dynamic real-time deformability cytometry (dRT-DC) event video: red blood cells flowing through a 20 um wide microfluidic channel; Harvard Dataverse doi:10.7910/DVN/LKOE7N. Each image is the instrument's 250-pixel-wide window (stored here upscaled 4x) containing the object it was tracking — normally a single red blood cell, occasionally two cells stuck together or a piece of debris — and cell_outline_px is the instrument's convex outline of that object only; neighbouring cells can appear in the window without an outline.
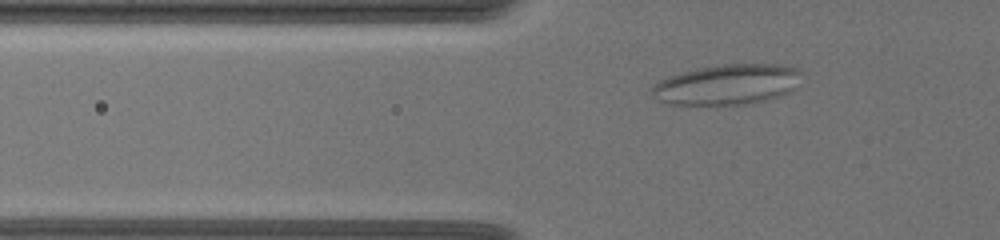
{"species": "common noctule bat (a hibernating species)", "species_latin": "Nyctalus noctula", "temperature_condition": "warm", "stored_images_in_passage": 44, "camera_frame_rate_fps": 3000, "um_per_image_px": 0.085, "animal": {"sex": "female", "body_mass_g": 19.5, "forearm_length_mm": 54.1}, "frame": {"image": 1, "passage_image": 11, "time_ms": 4.0, "image_size_px": [1000, 240], "cell_outline_px": [[800, 72], [796, 88], [792, 92], [768, 100], [748, 104], [672, 104], [660, 100], [652, 96], [652, 88], [660, 80], [668, 76], [700, 68], [724, 64], [784, 64], [796, 68]], "centroid_in_image_um": [61.87, 7.18], "position_along_channel_um": 63.9, "area_um2": 34.97}}
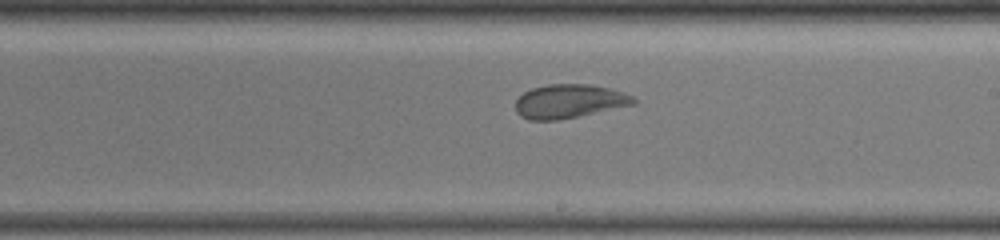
{"frame": {"image": 2, "passage_image": 25, "time_ms": 9.333, "image_size_px": [1000, 240], "cell_outline_px": [[636, 104], [556, 120], [528, 120], [520, 116], [516, 112], [516, 100], [524, 92], [532, 88], [548, 84], [588, 84], [608, 88], [624, 92], [632, 96], [636, 100]], "centroid_in_image_um": [48.36, 8.6], "position_along_channel_um": 240.6, "area_um2": 23.06}}
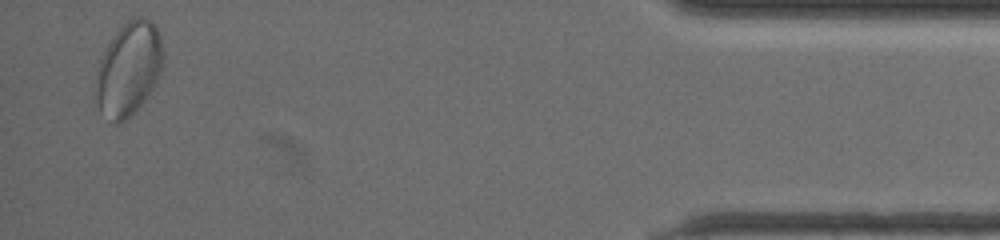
{"frame": {"image": 3, "passage_image": 43, "time_ms": 16.333, "image_size_px": [1000, 240], "cell_outline_px": [[160, 72], [156, 84], [136, 112], [124, 120], [116, 124], [112, 124], [100, 112], [96, 104], [96, 88], [100, 60], [108, 44], [116, 32], [128, 20], [136, 16], [144, 16], [152, 20], [160, 36]], "centroid_in_image_um": [10.92, 5.9], "position_along_channel_um": 424.3, "area_um2": 36.24}, "authors_computed_cell_mechanics": {"area_um2": 29.9693, "velocity_mm_per_s": 3.5145, "shape_relaxation_time_tau1_ms": null, "shape_relaxation_time_tau2_ms": 1.3689, "deformation_change_tau1": null, "deformation_change_tau2": 0.0815}}